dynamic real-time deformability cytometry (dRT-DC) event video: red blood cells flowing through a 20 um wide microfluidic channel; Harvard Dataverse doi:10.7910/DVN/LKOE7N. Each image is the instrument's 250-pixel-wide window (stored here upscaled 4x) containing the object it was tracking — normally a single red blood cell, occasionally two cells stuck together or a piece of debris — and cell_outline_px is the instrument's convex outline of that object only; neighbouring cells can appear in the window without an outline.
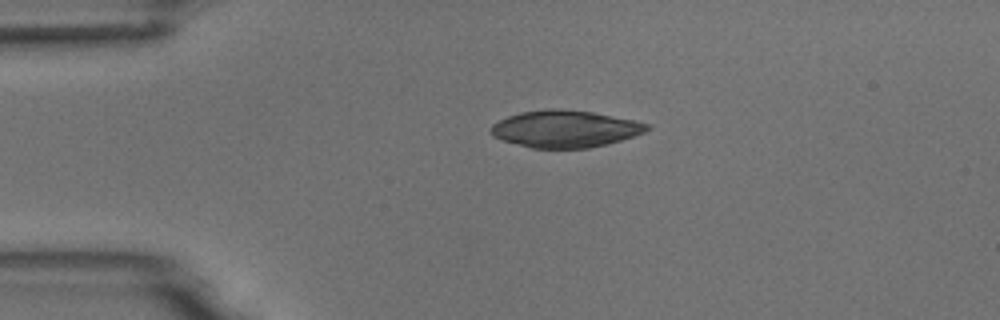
{"species": "common noctule bat (a hibernating species)", "species_latin": "Nyctalus noctula", "temperature_condition": "room temperature", "stored_images_in_passage": 4, "camera_frame_rate_fps": 3000, "um_per_image_px": 0.085, "animal": {"sex": "male", "body_mass_g": 18.8}, "frame": {"image": 1, "passage_image": 4, "time_ms": 4.667, "image_size_px": [1000, 320], "cell_outline_px": [[652, 128], [644, 132], [608, 144], [588, 148], [532, 148], [504, 140], [492, 136], [488, 132], [492, 124], [508, 116], [520, 112], [548, 108], [556, 108], [592, 112], [636, 120], [652, 124]], "centroid_in_image_um": [48.05, 10.94], "position_along_channel_um": 37.0, "area_um2": 33.81}}